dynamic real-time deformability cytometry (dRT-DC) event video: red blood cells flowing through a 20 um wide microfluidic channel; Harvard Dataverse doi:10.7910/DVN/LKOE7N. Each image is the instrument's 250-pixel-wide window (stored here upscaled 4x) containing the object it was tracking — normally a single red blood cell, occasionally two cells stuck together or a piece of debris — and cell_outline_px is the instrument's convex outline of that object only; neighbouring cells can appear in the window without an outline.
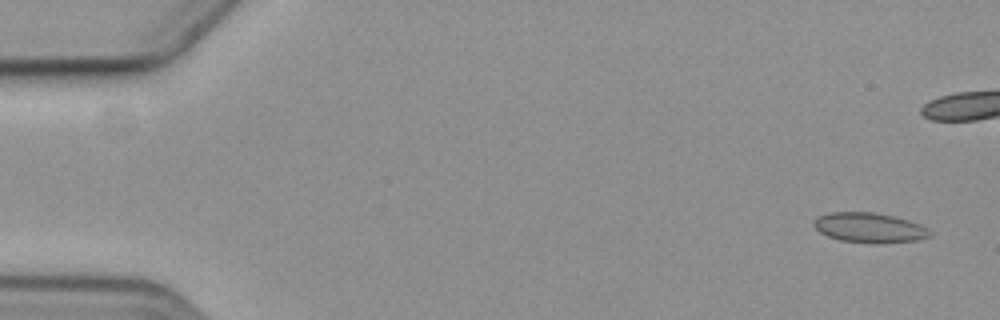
{"species": "common noctule bat (a hibernating species)", "species_latin": "Nyctalus noctula", "temperature_condition": "cold", "stored_images_in_passage": 4, "camera_frame_rate_fps": 3000, "um_per_image_px": 0.085, "animal": {"sex": "female", "body_mass_g": 19.3, "forearm_length_mm": 54.1}, "frame": {"image": 1, "passage_image": 1, "time_ms": 0.0, "image_size_px": [1000, 320], "cell_outline_px": [[932, 236], [916, 240], [880, 244], [876, 244], [840, 240], [828, 236], [820, 232], [812, 224], [816, 216], [832, 212], [872, 212], [892, 216], [908, 220], [928, 228], [932, 232]], "centroid_in_image_um": [73.9, 19.36], "position_along_channel_um": 11.1, "area_um2": 20.29}}